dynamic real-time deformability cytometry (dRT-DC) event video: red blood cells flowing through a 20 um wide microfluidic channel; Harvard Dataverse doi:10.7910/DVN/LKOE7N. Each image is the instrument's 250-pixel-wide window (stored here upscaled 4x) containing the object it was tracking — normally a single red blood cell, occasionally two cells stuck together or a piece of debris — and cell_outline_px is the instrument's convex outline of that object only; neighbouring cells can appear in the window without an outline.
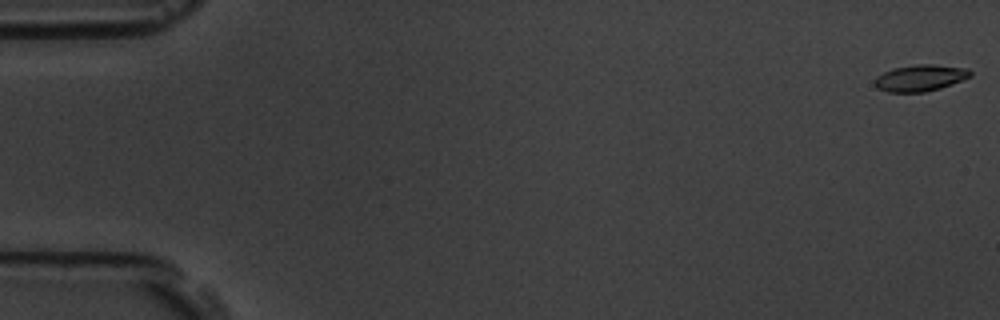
{"species": "common noctule bat (a hibernating species)", "species_latin": "Nyctalus noctula", "temperature_condition": "room temperature", "stored_images_in_passage": 6, "camera_frame_rate_fps": 3000, "um_per_image_px": 0.085, "animal": {"sex": "male", "body_mass_g": 19.5, "forearm_length_mm": 54.6}, "frame": {"image": 1, "passage_image": 1, "time_ms": 0.0, "image_size_px": [1000, 320], "cell_outline_px": [[972, 76], [940, 88], [924, 92], [888, 92], [876, 88], [876, 76], [892, 68], [916, 64], [932, 64], [968, 68], [972, 72]], "centroid_in_image_um": [78.23, 6.61], "position_along_channel_um": 6.8, "area_um2": 14.74}}
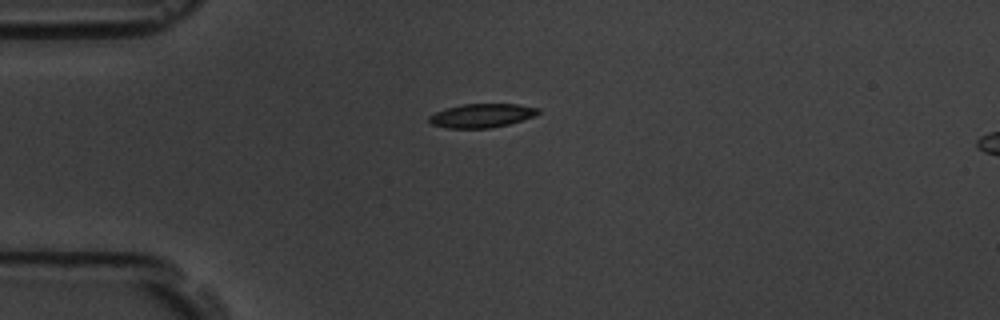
{"frame": {"image": 2, "passage_image": 5, "time_ms": 1.333, "image_size_px": [1000, 320], "cell_outline_px": [[540, 112], [536, 116], [508, 124], [488, 128], [448, 128], [432, 124], [428, 120], [428, 116], [436, 112], [448, 108], [464, 104], [516, 104], [540, 108]], "centroid_in_image_um": [40.98, 9.82], "position_along_channel_um": 44.0, "area_um2": 15.03}}